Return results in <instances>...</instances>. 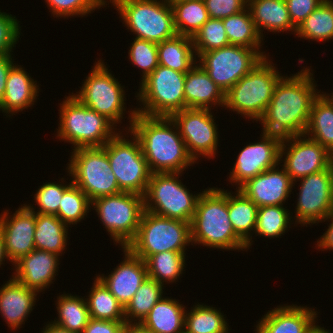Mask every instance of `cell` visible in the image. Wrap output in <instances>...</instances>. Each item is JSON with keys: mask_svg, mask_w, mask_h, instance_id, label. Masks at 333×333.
<instances>
[{"mask_svg": "<svg viewBox=\"0 0 333 333\" xmlns=\"http://www.w3.org/2000/svg\"><path fill=\"white\" fill-rule=\"evenodd\" d=\"M91 200L75 184H72L63 194L56 215L65 225H75L89 213Z\"/></svg>", "mask_w": 333, "mask_h": 333, "instance_id": "42", "label": "cell"}, {"mask_svg": "<svg viewBox=\"0 0 333 333\" xmlns=\"http://www.w3.org/2000/svg\"><path fill=\"white\" fill-rule=\"evenodd\" d=\"M57 315L53 323L65 328L66 330L83 333L84 328L90 320V313L84 297L62 294L57 297Z\"/></svg>", "mask_w": 333, "mask_h": 333, "instance_id": "34", "label": "cell"}, {"mask_svg": "<svg viewBox=\"0 0 333 333\" xmlns=\"http://www.w3.org/2000/svg\"><path fill=\"white\" fill-rule=\"evenodd\" d=\"M186 73L161 65L140 83L135 96L143 107L136 110L147 116L170 117L185 109L184 83Z\"/></svg>", "mask_w": 333, "mask_h": 333, "instance_id": "9", "label": "cell"}, {"mask_svg": "<svg viewBox=\"0 0 333 333\" xmlns=\"http://www.w3.org/2000/svg\"><path fill=\"white\" fill-rule=\"evenodd\" d=\"M209 18L223 19L238 14L248 6V0H203Z\"/></svg>", "mask_w": 333, "mask_h": 333, "instance_id": "48", "label": "cell"}, {"mask_svg": "<svg viewBox=\"0 0 333 333\" xmlns=\"http://www.w3.org/2000/svg\"><path fill=\"white\" fill-rule=\"evenodd\" d=\"M255 28L264 37L263 31L296 32L289 17L285 0H248V6Z\"/></svg>", "mask_w": 333, "mask_h": 333, "instance_id": "27", "label": "cell"}, {"mask_svg": "<svg viewBox=\"0 0 333 333\" xmlns=\"http://www.w3.org/2000/svg\"><path fill=\"white\" fill-rule=\"evenodd\" d=\"M191 241L190 223L158 216L144 210L135 238L127 248L136 256L147 257L164 251H186Z\"/></svg>", "mask_w": 333, "mask_h": 333, "instance_id": "7", "label": "cell"}, {"mask_svg": "<svg viewBox=\"0 0 333 333\" xmlns=\"http://www.w3.org/2000/svg\"><path fill=\"white\" fill-rule=\"evenodd\" d=\"M6 282L0 288V313L9 329L18 330L34 309L39 293L13 277Z\"/></svg>", "mask_w": 333, "mask_h": 333, "instance_id": "24", "label": "cell"}, {"mask_svg": "<svg viewBox=\"0 0 333 333\" xmlns=\"http://www.w3.org/2000/svg\"><path fill=\"white\" fill-rule=\"evenodd\" d=\"M59 257L57 254L34 249L15 262L12 277L36 292H43L50 287L58 275Z\"/></svg>", "mask_w": 333, "mask_h": 333, "instance_id": "22", "label": "cell"}, {"mask_svg": "<svg viewBox=\"0 0 333 333\" xmlns=\"http://www.w3.org/2000/svg\"><path fill=\"white\" fill-rule=\"evenodd\" d=\"M158 63L175 71L187 73L196 63L197 57L192 38L176 34L157 43Z\"/></svg>", "mask_w": 333, "mask_h": 333, "instance_id": "31", "label": "cell"}, {"mask_svg": "<svg viewBox=\"0 0 333 333\" xmlns=\"http://www.w3.org/2000/svg\"><path fill=\"white\" fill-rule=\"evenodd\" d=\"M259 142L249 143L238 154L229 174V182L239 189L249 179L280 165V147L282 137L261 133Z\"/></svg>", "mask_w": 333, "mask_h": 333, "instance_id": "18", "label": "cell"}, {"mask_svg": "<svg viewBox=\"0 0 333 333\" xmlns=\"http://www.w3.org/2000/svg\"><path fill=\"white\" fill-rule=\"evenodd\" d=\"M185 312L184 333H229L223 313L215 307L196 304Z\"/></svg>", "mask_w": 333, "mask_h": 333, "instance_id": "38", "label": "cell"}, {"mask_svg": "<svg viewBox=\"0 0 333 333\" xmlns=\"http://www.w3.org/2000/svg\"><path fill=\"white\" fill-rule=\"evenodd\" d=\"M279 161L284 162L280 166L295 185L299 179L330 167L333 155L317 141L303 134L282 139Z\"/></svg>", "mask_w": 333, "mask_h": 333, "instance_id": "17", "label": "cell"}, {"mask_svg": "<svg viewBox=\"0 0 333 333\" xmlns=\"http://www.w3.org/2000/svg\"><path fill=\"white\" fill-rule=\"evenodd\" d=\"M292 187H295L294 182L284 168L275 166L249 179L239 190L259 208L284 205L293 190Z\"/></svg>", "mask_w": 333, "mask_h": 333, "instance_id": "21", "label": "cell"}, {"mask_svg": "<svg viewBox=\"0 0 333 333\" xmlns=\"http://www.w3.org/2000/svg\"><path fill=\"white\" fill-rule=\"evenodd\" d=\"M185 256V251H164L147 257L144 261L148 277L162 285L176 283L185 271Z\"/></svg>", "mask_w": 333, "mask_h": 333, "instance_id": "35", "label": "cell"}, {"mask_svg": "<svg viewBox=\"0 0 333 333\" xmlns=\"http://www.w3.org/2000/svg\"><path fill=\"white\" fill-rule=\"evenodd\" d=\"M16 16L0 10V55H11L21 32Z\"/></svg>", "mask_w": 333, "mask_h": 333, "instance_id": "47", "label": "cell"}, {"mask_svg": "<svg viewBox=\"0 0 333 333\" xmlns=\"http://www.w3.org/2000/svg\"><path fill=\"white\" fill-rule=\"evenodd\" d=\"M192 41L197 57L201 53L230 45L223 20L217 18H209L192 37Z\"/></svg>", "mask_w": 333, "mask_h": 333, "instance_id": "43", "label": "cell"}, {"mask_svg": "<svg viewBox=\"0 0 333 333\" xmlns=\"http://www.w3.org/2000/svg\"><path fill=\"white\" fill-rule=\"evenodd\" d=\"M317 311L307 306L280 305L264 314L255 333H306L317 322Z\"/></svg>", "mask_w": 333, "mask_h": 333, "instance_id": "23", "label": "cell"}, {"mask_svg": "<svg viewBox=\"0 0 333 333\" xmlns=\"http://www.w3.org/2000/svg\"><path fill=\"white\" fill-rule=\"evenodd\" d=\"M5 210L0 214V232L5 242V251L12 265L35 248V212L26 204L13 213Z\"/></svg>", "mask_w": 333, "mask_h": 333, "instance_id": "19", "label": "cell"}, {"mask_svg": "<svg viewBox=\"0 0 333 333\" xmlns=\"http://www.w3.org/2000/svg\"><path fill=\"white\" fill-rule=\"evenodd\" d=\"M128 50L129 61L142 71L140 83L159 65L157 43L134 38Z\"/></svg>", "mask_w": 333, "mask_h": 333, "instance_id": "45", "label": "cell"}, {"mask_svg": "<svg viewBox=\"0 0 333 333\" xmlns=\"http://www.w3.org/2000/svg\"><path fill=\"white\" fill-rule=\"evenodd\" d=\"M331 221L329 223L327 231L323 233V235L318 239L317 242V249H321L322 251L326 250H333V211L324 219L321 221Z\"/></svg>", "mask_w": 333, "mask_h": 333, "instance_id": "52", "label": "cell"}, {"mask_svg": "<svg viewBox=\"0 0 333 333\" xmlns=\"http://www.w3.org/2000/svg\"><path fill=\"white\" fill-rule=\"evenodd\" d=\"M114 76L102 59H99L86 76L84 83L82 82L81 90L72 95L117 126L122 122L126 111V94L125 87Z\"/></svg>", "mask_w": 333, "mask_h": 333, "instance_id": "13", "label": "cell"}, {"mask_svg": "<svg viewBox=\"0 0 333 333\" xmlns=\"http://www.w3.org/2000/svg\"><path fill=\"white\" fill-rule=\"evenodd\" d=\"M91 206L113 242L127 247L137 234L144 212V196L120 192L92 200Z\"/></svg>", "mask_w": 333, "mask_h": 333, "instance_id": "12", "label": "cell"}, {"mask_svg": "<svg viewBox=\"0 0 333 333\" xmlns=\"http://www.w3.org/2000/svg\"><path fill=\"white\" fill-rule=\"evenodd\" d=\"M324 0H285L292 24L297 28Z\"/></svg>", "mask_w": 333, "mask_h": 333, "instance_id": "49", "label": "cell"}, {"mask_svg": "<svg viewBox=\"0 0 333 333\" xmlns=\"http://www.w3.org/2000/svg\"><path fill=\"white\" fill-rule=\"evenodd\" d=\"M63 100L60 103L56 139L72 144V150L103 147L117 134L118 128L110 120L89 109L72 94Z\"/></svg>", "mask_w": 333, "mask_h": 333, "instance_id": "4", "label": "cell"}, {"mask_svg": "<svg viewBox=\"0 0 333 333\" xmlns=\"http://www.w3.org/2000/svg\"><path fill=\"white\" fill-rule=\"evenodd\" d=\"M174 19V27L179 35L193 37L209 20L203 0H169Z\"/></svg>", "mask_w": 333, "mask_h": 333, "instance_id": "33", "label": "cell"}, {"mask_svg": "<svg viewBox=\"0 0 333 333\" xmlns=\"http://www.w3.org/2000/svg\"><path fill=\"white\" fill-rule=\"evenodd\" d=\"M332 94V95H331ZM331 94H328L333 99V92Z\"/></svg>", "mask_w": 333, "mask_h": 333, "instance_id": "57", "label": "cell"}, {"mask_svg": "<svg viewBox=\"0 0 333 333\" xmlns=\"http://www.w3.org/2000/svg\"><path fill=\"white\" fill-rule=\"evenodd\" d=\"M119 132L104 145L111 170L122 192L144 196L152 173L140 142L132 132L131 139Z\"/></svg>", "mask_w": 333, "mask_h": 333, "instance_id": "11", "label": "cell"}, {"mask_svg": "<svg viewBox=\"0 0 333 333\" xmlns=\"http://www.w3.org/2000/svg\"><path fill=\"white\" fill-rule=\"evenodd\" d=\"M316 322L312 324L309 330L306 333H332L329 330L325 329L324 327H320L319 325H315Z\"/></svg>", "mask_w": 333, "mask_h": 333, "instance_id": "56", "label": "cell"}, {"mask_svg": "<svg viewBox=\"0 0 333 333\" xmlns=\"http://www.w3.org/2000/svg\"><path fill=\"white\" fill-rule=\"evenodd\" d=\"M61 181L63 183L59 181L60 184L58 182H46L38 188L34 195L35 203L39 206L37 211H35L33 205L28 204L27 206L35 213L57 215L64 192L73 184L72 179L69 183L65 182L64 178H61Z\"/></svg>", "mask_w": 333, "mask_h": 333, "instance_id": "44", "label": "cell"}, {"mask_svg": "<svg viewBox=\"0 0 333 333\" xmlns=\"http://www.w3.org/2000/svg\"><path fill=\"white\" fill-rule=\"evenodd\" d=\"M165 286L147 277L125 307L127 324H140L153 306L163 297Z\"/></svg>", "mask_w": 333, "mask_h": 333, "instance_id": "39", "label": "cell"}, {"mask_svg": "<svg viewBox=\"0 0 333 333\" xmlns=\"http://www.w3.org/2000/svg\"><path fill=\"white\" fill-rule=\"evenodd\" d=\"M305 135L333 155V99L322 92L314 99Z\"/></svg>", "mask_w": 333, "mask_h": 333, "instance_id": "30", "label": "cell"}, {"mask_svg": "<svg viewBox=\"0 0 333 333\" xmlns=\"http://www.w3.org/2000/svg\"><path fill=\"white\" fill-rule=\"evenodd\" d=\"M268 58L264 57L225 93V108L256 122L261 119L271 101L275 85L282 77Z\"/></svg>", "mask_w": 333, "mask_h": 333, "instance_id": "5", "label": "cell"}, {"mask_svg": "<svg viewBox=\"0 0 333 333\" xmlns=\"http://www.w3.org/2000/svg\"><path fill=\"white\" fill-rule=\"evenodd\" d=\"M183 173H153L144 194V210L158 216L191 222L194 216L198 194L179 180Z\"/></svg>", "mask_w": 333, "mask_h": 333, "instance_id": "8", "label": "cell"}, {"mask_svg": "<svg viewBox=\"0 0 333 333\" xmlns=\"http://www.w3.org/2000/svg\"><path fill=\"white\" fill-rule=\"evenodd\" d=\"M193 244L212 249L247 251L246 244L234 232L227 210V190L202 191L190 222Z\"/></svg>", "mask_w": 333, "mask_h": 333, "instance_id": "3", "label": "cell"}, {"mask_svg": "<svg viewBox=\"0 0 333 333\" xmlns=\"http://www.w3.org/2000/svg\"><path fill=\"white\" fill-rule=\"evenodd\" d=\"M295 224H318L333 211V164L326 170L299 179Z\"/></svg>", "mask_w": 333, "mask_h": 333, "instance_id": "16", "label": "cell"}, {"mask_svg": "<svg viewBox=\"0 0 333 333\" xmlns=\"http://www.w3.org/2000/svg\"><path fill=\"white\" fill-rule=\"evenodd\" d=\"M234 193L227 192L229 219L234 232L249 249L253 243L252 235L256 228L258 206L239 189H236Z\"/></svg>", "mask_w": 333, "mask_h": 333, "instance_id": "29", "label": "cell"}, {"mask_svg": "<svg viewBox=\"0 0 333 333\" xmlns=\"http://www.w3.org/2000/svg\"><path fill=\"white\" fill-rule=\"evenodd\" d=\"M126 321H110L90 318L83 333H123Z\"/></svg>", "mask_w": 333, "mask_h": 333, "instance_id": "50", "label": "cell"}, {"mask_svg": "<svg viewBox=\"0 0 333 333\" xmlns=\"http://www.w3.org/2000/svg\"><path fill=\"white\" fill-rule=\"evenodd\" d=\"M291 219L289 209L283 205L259 207L254 233L269 239L279 238L290 228Z\"/></svg>", "mask_w": 333, "mask_h": 333, "instance_id": "41", "label": "cell"}, {"mask_svg": "<svg viewBox=\"0 0 333 333\" xmlns=\"http://www.w3.org/2000/svg\"><path fill=\"white\" fill-rule=\"evenodd\" d=\"M222 20L230 44L248 48H262L263 39L255 28L248 8Z\"/></svg>", "mask_w": 333, "mask_h": 333, "instance_id": "40", "label": "cell"}, {"mask_svg": "<svg viewBox=\"0 0 333 333\" xmlns=\"http://www.w3.org/2000/svg\"><path fill=\"white\" fill-rule=\"evenodd\" d=\"M110 1V2H109ZM135 38L160 43L174 37L173 11L169 0H109Z\"/></svg>", "mask_w": 333, "mask_h": 333, "instance_id": "6", "label": "cell"}, {"mask_svg": "<svg viewBox=\"0 0 333 333\" xmlns=\"http://www.w3.org/2000/svg\"><path fill=\"white\" fill-rule=\"evenodd\" d=\"M53 17L71 18L88 16L89 13L108 5L107 0H45Z\"/></svg>", "mask_w": 333, "mask_h": 333, "instance_id": "46", "label": "cell"}, {"mask_svg": "<svg viewBox=\"0 0 333 333\" xmlns=\"http://www.w3.org/2000/svg\"><path fill=\"white\" fill-rule=\"evenodd\" d=\"M295 34L317 42L333 39V0H324L298 25Z\"/></svg>", "mask_w": 333, "mask_h": 333, "instance_id": "37", "label": "cell"}, {"mask_svg": "<svg viewBox=\"0 0 333 333\" xmlns=\"http://www.w3.org/2000/svg\"><path fill=\"white\" fill-rule=\"evenodd\" d=\"M35 248L62 256L68 242V229L56 215L35 213Z\"/></svg>", "mask_w": 333, "mask_h": 333, "instance_id": "32", "label": "cell"}, {"mask_svg": "<svg viewBox=\"0 0 333 333\" xmlns=\"http://www.w3.org/2000/svg\"><path fill=\"white\" fill-rule=\"evenodd\" d=\"M86 302L90 318L110 321H125V308L105 285L95 277Z\"/></svg>", "mask_w": 333, "mask_h": 333, "instance_id": "36", "label": "cell"}, {"mask_svg": "<svg viewBox=\"0 0 333 333\" xmlns=\"http://www.w3.org/2000/svg\"><path fill=\"white\" fill-rule=\"evenodd\" d=\"M311 71L306 66L290 77L283 75L279 79L271 101L259 120L262 132L282 138L305 134L312 103L321 92L316 89Z\"/></svg>", "mask_w": 333, "mask_h": 333, "instance_id": "1", "label": "cell"}, {"mask_svg": "<svg viewBox=\"0 0 333 333\" xmlns=\"http://www.w3.org/2000/svg\"><path fill=\"white\" fill-rule=\"evenodd\" d=\"M185 108L214 109L225 106V93L196 63L187 73L184 83Z\"/></svg>", "mask_w": 333, "mask_h": 333, "instance_id": "26", "label": "cell"}, {"mask_svg": "<svg viewBox=\"0 0 333 333\" xmlns=\"http://www.w3.org/2000/svg\"><path fill=\"white\" fill-rule=\"evenodd\" d=\"M66 167L72 183L92 201L122 192L111 170L105 147H82L71 152Z\"/></svg>", "mask_w": 333, "mask_h": 333, "instance_id": "10", "label": "cell"}, {"mask_svg": "<svg viewBox=\"0 0 333 333\" xmlns=\"http://www.w3.org/2000/svg\"><path fill=\"white\" fill-rule=\"evenodd\" d=\"M39 89L37 82L23 67L18 64L13 65L7 77L5 94L0 102V111L10 117L19 111L28 109L34 105L39 96L37 94Z\"/></svg>", "mask_w": 333, "mask_h": 333, "instance_id": "25", "label": "cell"}, {"mask_svg": "<svg viewBox=\"0 0 333 333\" xmlns=\"http://www.w3.org/2000/svg\"><path fill=\"white\" fill-rule=\"evenodd\" d=\"M41 333H75L69 330H66L65 328L53 323L52 321L45 325V328H42Z\"/></svg>", "mask_w": 333, "mask_h": 333, "instance_id": "53", "label": "cell"}, {"mask_svg": "<svg viewBox=\"0 0 333 333\" xmlns=\"http://www.w3.org/2000/svg\"><path fill=\"white\" fill-rule=\"evenodd\" d=\"M12 55H0V102L5 94V86L9 70L15 64Z\"/></svg>", "mask_w": 333, "mask_h": 333, "instance_id": "51", "label": "cell"}, {"mask_svg": "<svg viewBox=\"0 0 333 333\" xmlns=\"http://www.w3.org/2000/svg\"><path fill=\"white\" fill-rule=\"evenodd\" d=\"M210 109L185 108L170 117L175 122L189 155L214 158L218 151V128Z\"/></svg>", "mask_w": 333, "mask_h": 333, "instance_id": "15", "label": "cell"}, {"mask_svg": "<svg viewBox=\"0 0 333 333\" xmlns=\"http://www.w3.org/2000/svg\"><path fill=\"white\" fill-rule=\"evenodd\" d=\"M128 111V131L139 140L151 173H184L196 163L171 117L147 116ZM189 166V167H188Z\"/></svg>", "mask_w": 333, "mask_h": 333, "instance_id": "2", "label": "cell"}, {"mask_svg": "<svg viewBox=\"0 0 333 333\" xmlns=\"http://www.w3.org/2000/svg\"><path fill=\"white\" fill-rule=\"evenodd\" d=\"M123 333H152L140 324H125Z\"/></svg>", "mask_w": 333, "mask_h": 333, "instance_id": "54", "label": "cell"}, {"mask_svg": "<svg viewBox=\"0 0 333 333\" xmlns=\"http://www.w3.org/2000/svg\"><path fill=\"white\" fill-rule=\"evenodd\" d=\"M185 308L179 300L163 295L140 325L152 333H184Z\"/></svg>", "mask_w": 333, "mask_h": 333, "instance_id": "28", "label": "cell"}, {"mask_svg": "<svg viewBox=\"0 0 333 333\" xmlns=\"http://www.w3.org/2000/svg\"><path fill=\"white\" fill-rule=\"evenodd\" d=\"M5 259L9 260L7 254H6V251H5L4 238H3V235L0 232V267H1L2 264H4Z\"/></svg>", "mask_w": 333, "mask_h": 333, "instance_id": "55", "label": "cell"}, {"mask_svg": "<svg viewBox=\"0 0 333 333\" xmlns=\"http://www.w3.org/2000/svg\"><path fill=\"white\" fill-rule=\"evenodd\" d=\"M267 53L260 48L227 45L201 53L197 63L209 77L227 93L242 77L247 75Z\"/></svg>", "mask_w": 333, "mask_h": 333, "instance_id": "14", "label": "cell"}, {"mask_svg": "<svg viewBox=\"0 0 333 333\" xmlns=\"http://www.w3.org/2000/svg\"><path fill=\"white\" fill-rule=\"evenodd\" d=\"M121 249L124 252V260L113 268L114 271L108 276L100 274L97 278L125 308L148 274L144 260L134 255L127 247Z\"/></svg>", "mask_w": 333, "mask_h": 333, "instance_id": "20", "label": "cell"}]
</instances>
